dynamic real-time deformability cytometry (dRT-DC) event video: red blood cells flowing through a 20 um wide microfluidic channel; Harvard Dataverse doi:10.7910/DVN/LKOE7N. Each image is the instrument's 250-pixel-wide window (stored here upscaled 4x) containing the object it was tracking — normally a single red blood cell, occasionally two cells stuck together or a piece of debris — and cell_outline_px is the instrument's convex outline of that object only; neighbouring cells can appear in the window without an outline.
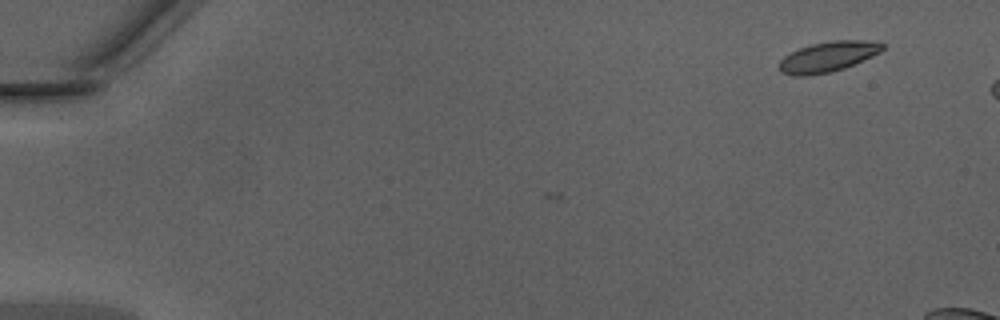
{"species": "Egyptian fruit bat (a non-hibernating species)", "species_latin": "Rousettus aegyptiacus", "temperature_condition": "warm", "stored_images_in_passage": 5, "camera_frame_rate_fps": 3000, "um_per_image_px": 0.085, "animal": {"sex": "male"}, "frame": {"image": 1, "passage_image": 5, "time_ms": 1.333, "image_size_px": [1000, 320], "cell_outline_px": [[884, 48], [880, 52], [872, 56], [844, 68], [832, 72], [808, 76], [792, 76], [780, 72], [780, 60], [784, 56], [800, 48], [812, 44], [832, 40], [864, 40], [884, 44]], "centroid_in_image_um": [70.35, 4.83], "position_along_channel_um": 14.6, "area_um2": 18.15}}